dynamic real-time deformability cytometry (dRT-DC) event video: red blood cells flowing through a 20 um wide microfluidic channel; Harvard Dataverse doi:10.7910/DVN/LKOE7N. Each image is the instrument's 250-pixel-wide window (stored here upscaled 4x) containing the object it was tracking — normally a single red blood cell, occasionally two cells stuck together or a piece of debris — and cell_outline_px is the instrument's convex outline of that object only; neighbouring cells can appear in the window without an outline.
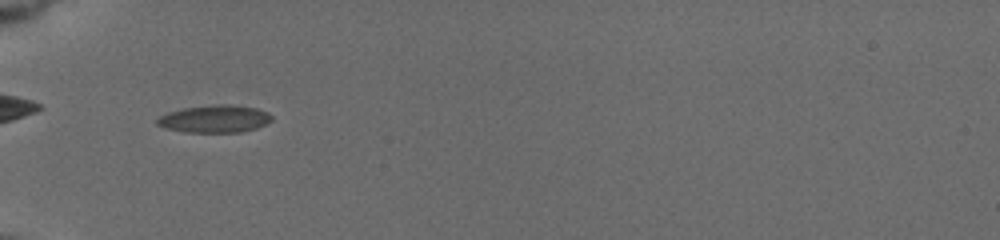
{"species": "common noctule bat (a hibernating species)", "species_latin": "Nyctalus noctula", "temperature_condition": "cold", "stored_images_in_passage": 6, "camera_frame_rate_fps": 3000, "um_per_image_px": 0.085, "animal": {"sex": "female", "body_mass_g": 19.5, "forearm_length_mm": 54.1}, "frame": {"image": 1, "passage_image": 2, "time_ms": 1.0, "image_size_px": [1000, 240], "cell_outline_px": [[272, 120], [256, 128], [240, 132], [184, 132], [164, 128], [156, 124], [156, 120], [160, 116], [168, 112], [184, 108], [216, 104], [232, 104], [256, 108], [268, 112], [272, 116]], "centroid_in_image_um": [18.24, 10.1], "position_along_channel_um": 66.8, "area_um2": 18.38}}
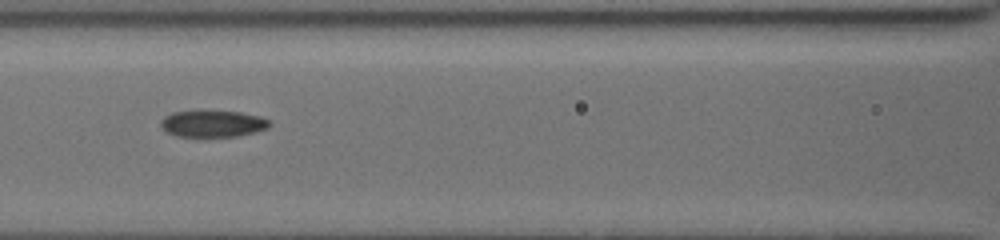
{"frame": {"image": 2, "passage_image": 4, "time_ms": 3.333, "image_size_px": [1000, 240], "cell_outline_px": [[272, 124], [268, 128], [256, 132], [236, 136], [176, 136], [164, 132], [160, 128], [160, 120], [164, 116], [172, 112], [240, 112], [260, 116], [272, 120]], "centroid_in_image_um": [18.09, 10.53], "position_along_channel_um": 148.5, "area_um2": 16.88}}
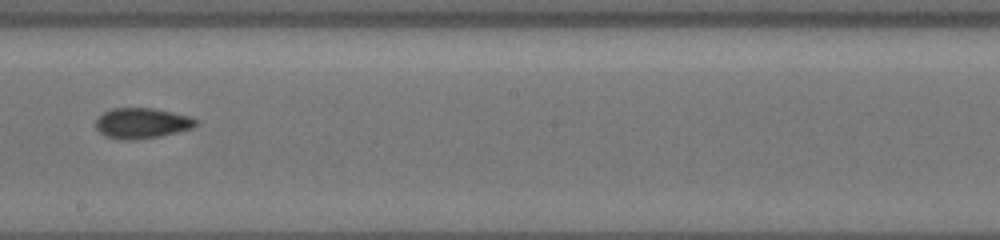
{"frame": {"image": 3, "passage_image": 6, "time_ms": 5.667, "image_size_px": [1000, 240], "cell_outline_px": [[200, 124], [192, 128], [160, 136], [136, 140], [120, 140], [104, 136], [96, 128], [96, 120], [104, 112], [112, 108], [152, 108], [192, 116]], "centroid_in_image_um": [12.07, 10.48], "position_along_channel_um": 236.1, "area_um2": 17.92}}